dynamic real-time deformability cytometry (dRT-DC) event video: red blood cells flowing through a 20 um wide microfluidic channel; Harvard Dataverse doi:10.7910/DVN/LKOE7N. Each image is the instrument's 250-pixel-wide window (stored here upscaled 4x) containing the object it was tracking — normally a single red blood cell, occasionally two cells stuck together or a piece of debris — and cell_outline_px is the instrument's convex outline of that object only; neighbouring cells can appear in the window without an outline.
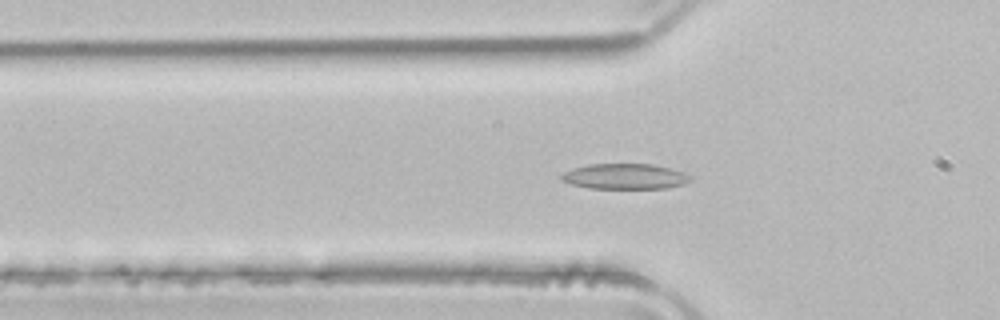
{"species": "common noctule bat (a hibernating species)", "species_latin": "Nyctalus noctula", "temperature_condition": "room temperature", "stored_images_in_passage": 52, "camera_frame_rate_fps": 3000, "um_per_image_px": 0.085, "animal": {"sex": "male", "body_mass_g": 21.5, "forearm_length_mm": 52.0}, "frame": {"image": 1, "passage_image": 17, "time_ms": 5.333, "image_size_px": [1000, 320], "cell_outline_px": [[692, 180], [684, 184], [668, 188], [588, 188], [572, 184], [560, 180], [560, 176], [564, 172], [572, 168], [588, 164], [652, 164], [668, 168], [692, 176]], "centroid_in_image_um": [53.09, 15.0], "position_along_channel_um": 72.7, "area_um2": 19.07}}
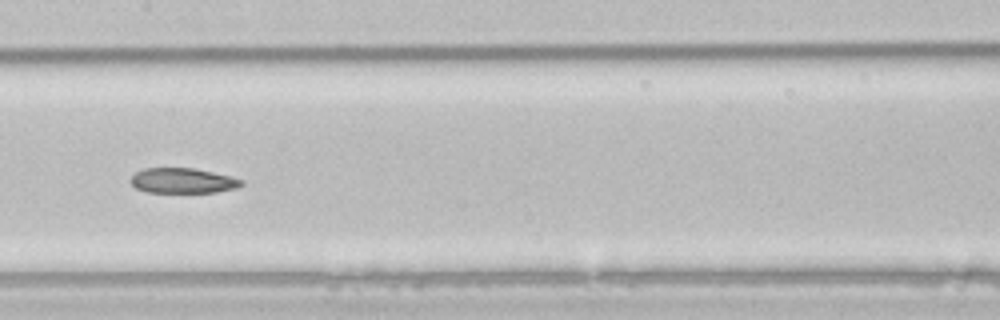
{"frame": {"image": 2, "passage_image": 26, "time_ms": 8.333, "image_size_px": [1000, 320], "cell_outline_px": [[244, 184], [236, 188], [216, 192], [148, 192], [136, 188], [132, 184], [132, 176], [136, 172], [144, 168], [196, 168], [232, 176], [244, 180]], "centroid_in_image_um": [15.59, 15.35], "position_along_channel_um": 191.8, "area_um2": 16.24}}
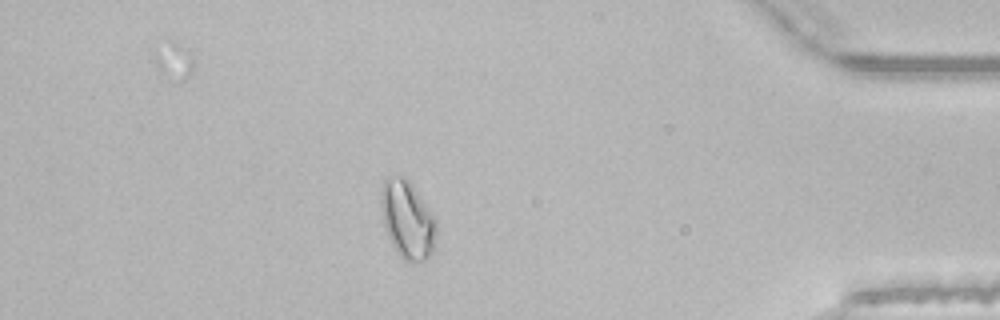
{"frame": {"image": 3, "passage_image": 45, "time_ms": 14.667, "image_size_px": [1000, 320], "cell_outline_px": [[436, 232], [432, 252], [424, 260], [404, 260], [400, 256], [392, 244], [388, 236], [384, 224], [380, 204], [380, 192], [384, 180], [388, 176], [404, 176], [408, 180], [436, 220]], "centroid_in_image_um": [34.6, 18.64], "position_along_channel_um": 400.6, "area_um2": 24.57}, "authors_computed_cell_mechanics": {"area_um2": 19.5075, "velocity_mm_per_s": 3.9455, "shape_relaxation_time_tau1_ms": 7.4275, "shape_relaxation_time_tau2_ms": 6.2047, "deformation_change_tau1": 0.1504, "deformation_change_tau2": 0.1293}}